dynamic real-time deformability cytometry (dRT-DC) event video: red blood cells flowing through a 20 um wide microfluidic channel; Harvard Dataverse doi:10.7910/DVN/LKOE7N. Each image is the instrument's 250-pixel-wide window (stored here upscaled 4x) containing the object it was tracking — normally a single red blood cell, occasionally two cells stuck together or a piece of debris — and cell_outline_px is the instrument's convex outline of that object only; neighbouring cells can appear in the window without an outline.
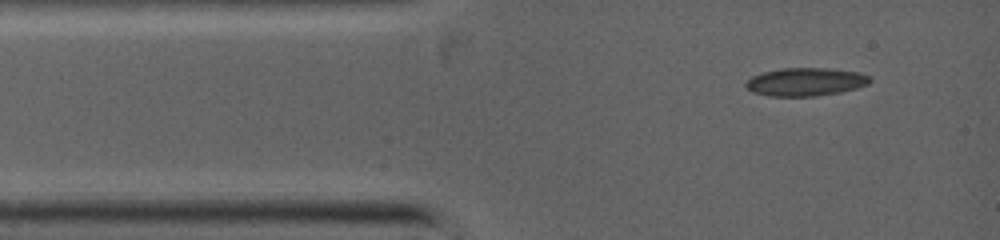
{"species": "common noctule bat (a hibernating species)", "species_latin": "Nyctalus noctula", "temperature_condition": "warm", "stored_images_in_passage": 4, "camera_frame_rate_fps": 5000, "um_per_image_px": 0.085, "animal": {"sex": "female", "body_mass_g": 19.0, "forearm_length_mm": 53.3}, "frame": {"image": 1, "passage_image": 1, "time_ms": 0.0, "image_size_px": [1000, 240], "cell_outline_px": [[872, 80], [868, 84], [856, 88], [840, 92], [816, 96], [768, 96], [752, 92], [744, 84], [752, 76], [764, 72], [784, 68], [828, 68], [860, 72], [868, 76]], "centroid_in_image_um": [68.48, 6.96], "position_along_channel_um": 16.5, "area_um2": 20.29}}
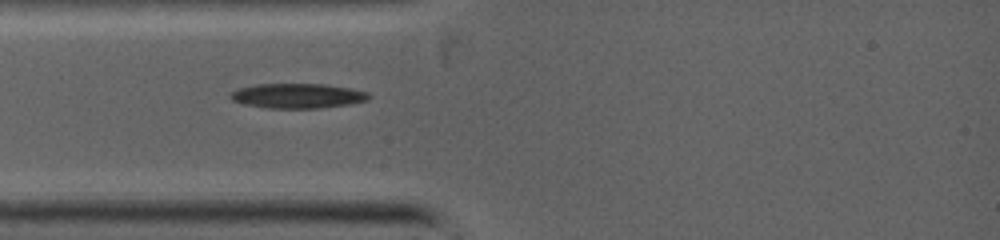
{"frame": {"image": 2, "passage_image": 3, "time_ms": 1.6, "image_size_px": [1000, 240], "cell_outline_px": [[372, 96], [368, 100], [348, 104], [320, 108], [268, 108], [244, 104], [232, 100], [228, 96], [232, 92], [240, 88], [256, 84], [324, 84], [352, 88], [368, 92]], "centroid_in_image_um": [25.32, 8.14], "position_along_channel_um": 59.7, "area_um2": 20.0}}
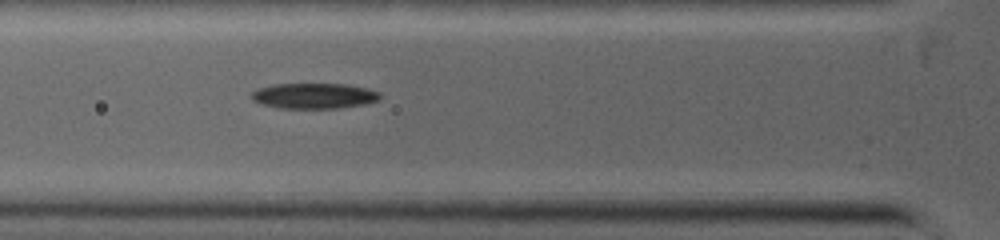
{"frame": {"image": 3, "passage_image": 4, "time_ms": 2.4, "image_size_px": [1000, 240], "cell_outline_px": [[380, 100], [364, 104], [336, 108], [280, 108], [260, 104], [252, 100], [252, 92], [260, 88], [276, 84], [348, 84], [368, 88], [380, 92]], "centroid_in_image_um": [26.72, 8.14], "position_along_channel_um": 99.1, "area_um2": 19.07}}